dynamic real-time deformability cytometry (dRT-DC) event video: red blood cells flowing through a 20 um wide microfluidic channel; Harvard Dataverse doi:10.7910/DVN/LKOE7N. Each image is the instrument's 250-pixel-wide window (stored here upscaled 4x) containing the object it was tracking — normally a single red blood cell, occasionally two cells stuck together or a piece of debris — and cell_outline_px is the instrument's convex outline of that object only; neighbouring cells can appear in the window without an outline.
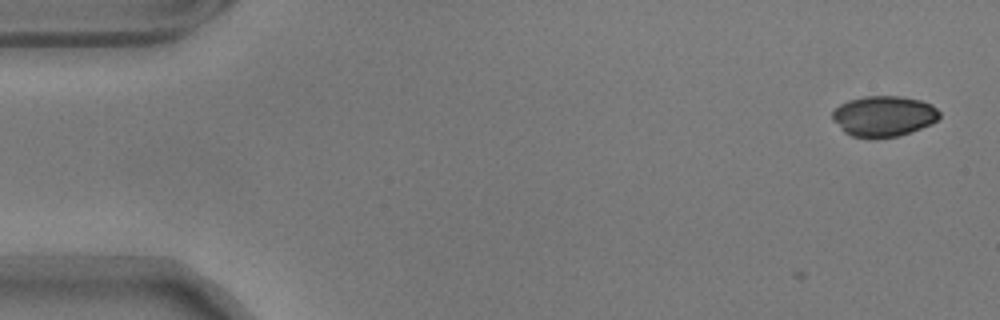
{"species": "common noctule bat (a hibernating species)", "species_latin": "Nyctalus noctula", "temperature_condition": "warm", "stored_images_in_passage": 3, "camera_frame_rate_fps": 3000, "um_per_image_px": 0.085, "animal": {"sex": "male", "body_mass_g": 17.9}, "frame": {"image": 1, "passage_image": 3, "time_ms": 0.667, "image_size_px": [1000, 320], "cell_outline_px": [[940, 116], [932, 124], [896, 136], [852, 136], [844, 132], [832, 120], [832, 112], [840, 104], [848, 100], [864, 96], [900, 96], [920, 100], [932, 104], [940, 112]], "centroid_in_image_um": [75.11, 9.84], "position_along_channel_um": 9.9, "area_um2": 24.97}}